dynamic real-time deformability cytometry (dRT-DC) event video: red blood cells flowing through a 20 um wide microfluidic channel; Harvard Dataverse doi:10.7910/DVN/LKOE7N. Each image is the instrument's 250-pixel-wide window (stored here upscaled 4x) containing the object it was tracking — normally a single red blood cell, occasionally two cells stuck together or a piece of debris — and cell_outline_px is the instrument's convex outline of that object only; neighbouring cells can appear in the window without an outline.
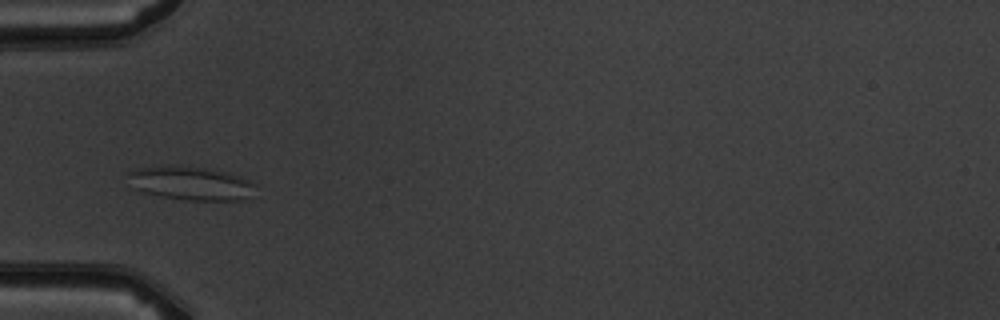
{"species": "common noctule bat (a hibernating species)", "species_latin": "Nyctalus noctula", "temperature_condition": "warm", "stored_images_in_passage": 7, "camera_frame_rate_fps": 3000, "um_per_image_px": 0.085, "animal": {"sex": "male", "body_mass_g": 19.5, "forearm_length_mm": 54.6}, "frame": {"image": 1, "passage_image": 4, "time_ms": 3.333, "image_size_px": [1000, 320], "cell_outline_px": [[256, 184], [252, 196], [240, 200], [188, 200], [160, 196], [144, 192], [132, 188], [128, 172], [136, 168], [180, 164], [204, 168], [224, 172], [248, 180]], "centroid_in_image_um": [16.19, 15.57], "position_along_channel_um": 68.8, "area_um2": 24.97}}
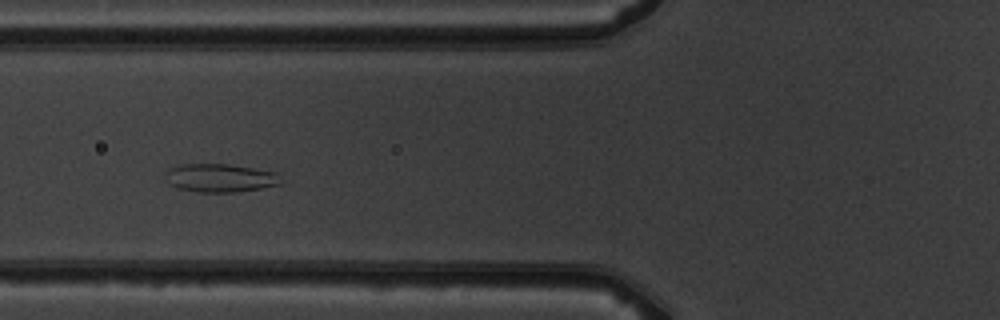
{"frame": {"image": 2, "passage_image": 5, "time_ms": 4.333, "image_size_px": [1000, 320], "cell_outline_px": [[280, 184], [260, 188], [236, 192], [196, 192], [176, 188], [168, 184], [164, 176], [164, 172], [168, 168], [180, 164], [228, 164], [276, 172]], "centroid_in_image_um": [18.6, 15.12], "position_along_channel_um": 107.2, "area_um2": 19.13}}
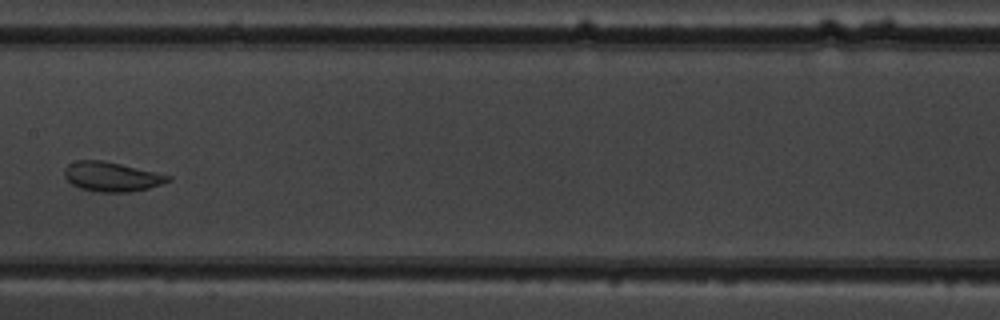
{"frame": {"image": 3, "passage_image": 7, "time_ms": 6.667, "image_size_px": [1000, 320], "cell_outline_px": [[172, 180], [148, 188], [128, 192], [100, 192], [80, 188], [72, 184], [64, 176], [64, 168], [68, 164], [76, 160], [104, 160], [156, 172], [172, 176]], "centroid_in_image_um": [9.48, 15.01], "position_along_channel_um": 197.9, "area_um2": 17.8}}